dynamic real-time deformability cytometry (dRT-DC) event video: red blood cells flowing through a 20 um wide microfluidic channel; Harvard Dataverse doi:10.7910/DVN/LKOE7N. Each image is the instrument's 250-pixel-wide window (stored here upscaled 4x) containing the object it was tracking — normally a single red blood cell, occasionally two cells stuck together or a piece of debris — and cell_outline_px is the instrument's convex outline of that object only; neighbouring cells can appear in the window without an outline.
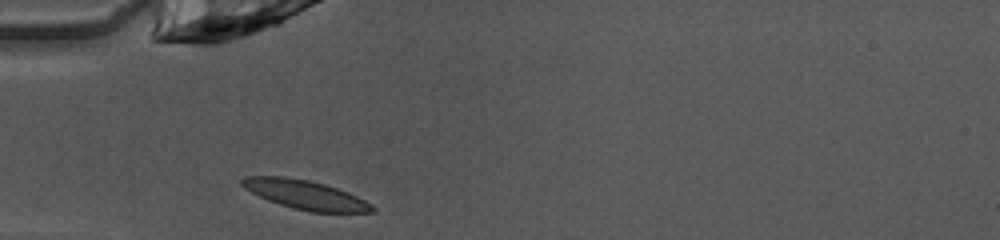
{"species": "common noctule bat (a hibernating species)", "species_latin": "Nyctalus noctula", "temperature_condition": "warm", "stored_images_in_passage": 26, "camera_frame_rate_fps": 3000, "um_per_image_px": 0.085, "animal": {"sex": "female", "body_mass_g": 10.0, "forearm_length_mm": 53.1}, "frame": {"image": 1, "passage_image": 1, "time_ms": 0.0, "image_size_px": [1000, 240], "cell_outline_px": [[376, 212], [312, 212], [292, 208], [268, 200], [244, 188], [240, 184], [240, 180], [244, 176], [284, 176], [308, 180], [324, 184], [348, 192], [372, 204], [376, 208]], "centroid_in_image_um": [25.95, 16.55], "position_along_channel_um": 59.1, "area_um2": 21.96}}
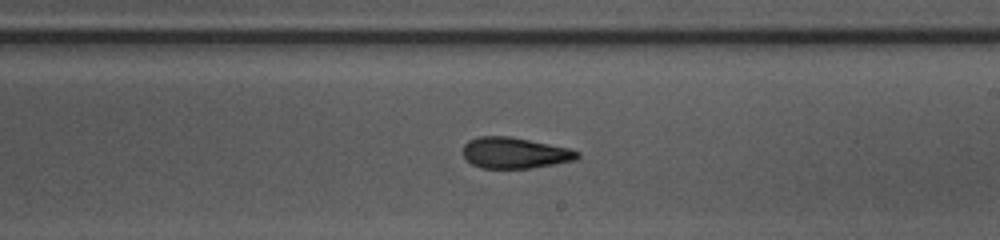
{"frame": {"image": 2, "passage_image": 15, "time_ms": 4.667, "image_size_px": [1000, 240], "cell_outline_px": [[580, 156], [576, 160], [556, 164], [532, 168], [480, 168], [472, 164], [464, 156], [464, 144], [468, 140], [480, 136], [508, 136], [572, 148], [580, 152]], "centroid_in_image_um": [43.8, 13.0], "position_along_channel_um": 245.2, "area_um2": 20.81}}
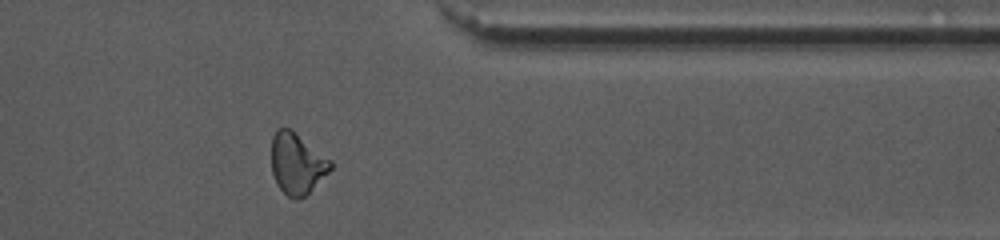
{"frame": {"image": 3, "passage_image": 26, "time_ms": 8.333, "image_size_px": [1000, 240], "cell_outline_px": [[332, 168], [304, 196], [296, 200], [288, 196], [276, 184], [272, 172], [272, 136], [276, 128], [292, 128], [332, 160]], "centroid_in_image_um": [25.24, 13.86], "position_along_channel_um": 386.2, "area_um2": 21.1}, "authors_computed_cell_mechanics": {"area_um2": 21.097, "velocity_mm_per_s": 4.0651, "shape_relaxation_time_tau1_ms": 7.4843, "shape_relaxation_time_tau2_ms": 2.3701, "deformation_change_tau1": 0.212, "deformation_change_tau2": 0.1115}}